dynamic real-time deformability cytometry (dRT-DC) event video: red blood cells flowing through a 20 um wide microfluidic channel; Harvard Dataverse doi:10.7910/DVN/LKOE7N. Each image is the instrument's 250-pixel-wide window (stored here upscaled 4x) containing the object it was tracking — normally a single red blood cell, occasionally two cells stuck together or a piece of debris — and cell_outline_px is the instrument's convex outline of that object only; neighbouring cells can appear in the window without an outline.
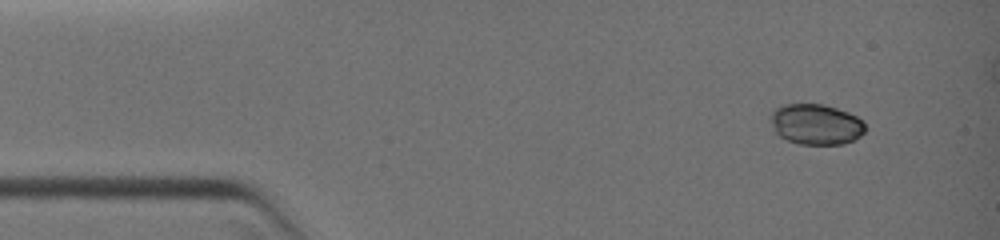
{"species": "common noctule bat (a hibernating species)", "species_latin": "Nyctalus noctula", "temperature_condition": "warm", "stored_images_in_passage": 5, "camera_frame_rate_fps": 3000, "um_per_image_px": 0.085, "animal": {"sex": "female", "body_mass_g": 19.0, "forearm_length_mm": 51.5}, "frame": {"image": 1, "passage_image": 1, "time_ms": 0.0, "image_size_px": [1000, 240], "cell_outline_px": [[864, 132], [860, 136], [844, 144], [800, 144], [788, 140], [780, 136], [776, 132], [772, 124], [772, 112], [776, 108], [784, 104], [824, 104], [848, 112], [856, 116], [864, 124]], "centroid_in_image_um": [69.36, 10.56], "position_along_channel_um": 15.6, "area_um2": 22.08}}
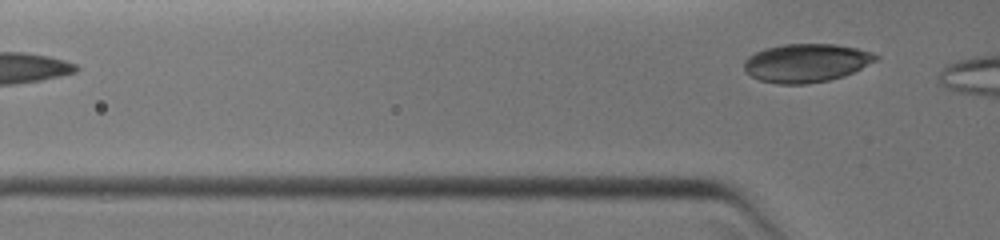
{"frame": {"image": 2, "passage_image": 5, "time_ms": 5.0, "image_size_px": [1000, 240], "cell_outline_px": [[880, 56], [876, 60], [844, 76], [828, 80], [808, 84], [776, 84], [760, 80], [744, 72], [744, 60], [748, 56], [764, 48], [784, 44], [836, 44], [856, 48], [872, 52]], "centroid_in_image_um": [68.5, 5.35], "position_along_channel_um": 57.3, "area_um2": 29.54}}